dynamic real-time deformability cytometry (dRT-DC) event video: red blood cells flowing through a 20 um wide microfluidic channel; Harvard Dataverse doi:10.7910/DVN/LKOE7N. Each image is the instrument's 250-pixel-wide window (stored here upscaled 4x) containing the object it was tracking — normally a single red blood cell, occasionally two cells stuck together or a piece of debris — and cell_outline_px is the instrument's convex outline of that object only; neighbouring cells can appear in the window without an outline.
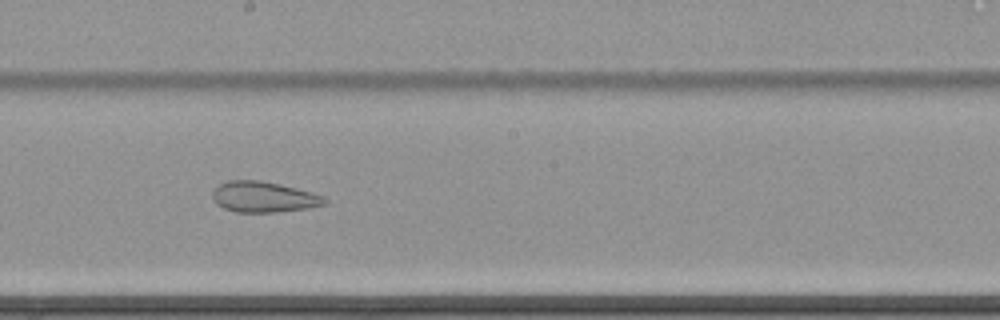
{"species": "common noctule bat (a hibernating species)", "species_latin": "Nyctalus noctula", "temperature_condition": "cold", "stored_images_in_passage": 45, "camera_frame_rate_fps": 3000, "um_per_image_px": 0.085, "animal": {"sex": "female", "body_mass_g": 22.7, "forearm_length_mm": 54.2}, "frame": {"image": 1, "passage_image": 20, "time_ms": 6.333, "image_size_px": [1000, 320], "cell_outline_px": [[328, 204], [308, 208], [280, 212], [236, 212], [224, 208], [216, 204], [212, 196], [212, 192], [220, 184], [228, 180], [260, 180], [280, 184], [312, 192], [324, 196], [328, 200]], "centroid_in_image_um": [22.44, 16.74], "position_along_channel_um": 225.8, "area_um2": 20.23}}
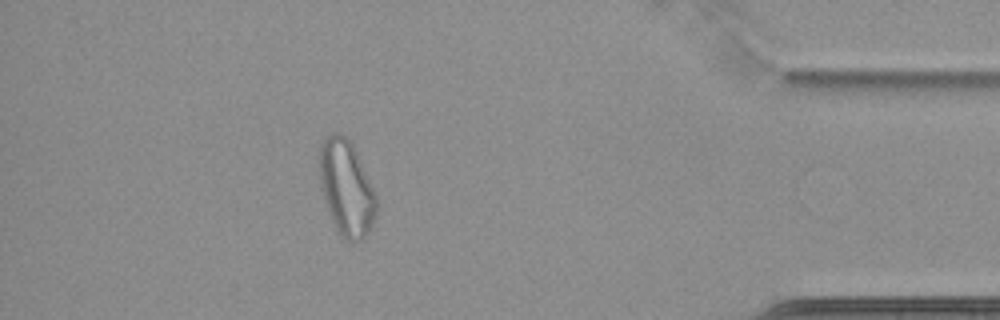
{"frame": {"image": 2, "passage_image": 39, "time_ms": 12.667, "image_size_px": [1000, 320], "cell_outline_px": [[376, 216], [368, 232], [360, 240], [352, 244], [348, 244], [340, 236], [328, 212], [320, 188], [320, 144], [324, 136], [332, 132], [340, 132], [352, 140], [376, 196]], "centroid_in_image_um": [29.43, 15.96], "position_along_channel_um": 405.8, "area_um2": 32.14}, "authors_computed_cell_mechanics": {"area_um2": 25.2586, "velocity_mm_per_s": 3.475, "shape_relaxation_time_tau1_ms": null, "shape_relaxation_time_tau2_ms": 1.8432, "deformation_change_tau1": null, "deformation_change_tau2": 0.0853}}